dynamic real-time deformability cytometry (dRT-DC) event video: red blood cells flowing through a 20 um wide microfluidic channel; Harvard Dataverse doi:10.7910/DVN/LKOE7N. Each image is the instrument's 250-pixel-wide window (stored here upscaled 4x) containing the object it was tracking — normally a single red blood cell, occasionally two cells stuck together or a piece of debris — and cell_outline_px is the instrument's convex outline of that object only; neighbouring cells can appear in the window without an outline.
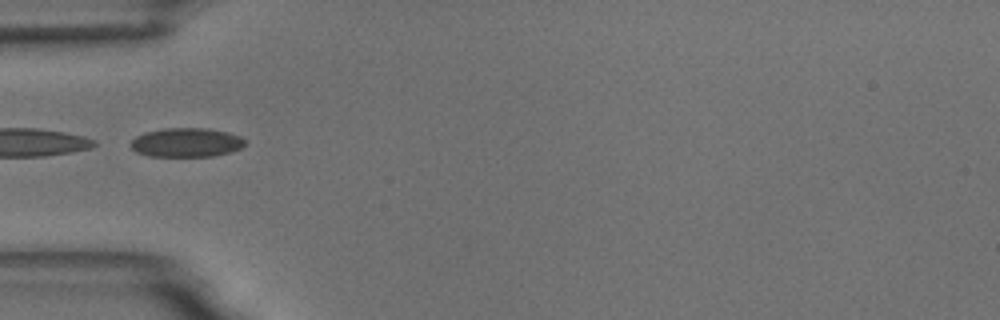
{"species": "common noctule bat (a hibernating species)", "species_latin": "Nyctalus noctula", "temperature_condition": "room temperature", "stored_images_in_passage": 3, "camera_frame_rate_fps": 3000, "um_per_image_px": 0.085, "animal": {"sex": "male", "body_mass_g": 18.8}, "frame": {"image": 1, "passage_image": 1, "time_ms": 0.0, "image_size_px": [1000, 320], "cell_outline_px": [[248, 144], [232, 152], [212, 156], [148, 156], [136, 152], [128, 144], [136, 136], [144, 132], [164, 128], [208, 128], [228, 132], [240, 136], [248, 140]], "centroid_in_image_um": [15.87, 12.1], "position_along_channel_um": 69.1, "area_um2": 19.71}}